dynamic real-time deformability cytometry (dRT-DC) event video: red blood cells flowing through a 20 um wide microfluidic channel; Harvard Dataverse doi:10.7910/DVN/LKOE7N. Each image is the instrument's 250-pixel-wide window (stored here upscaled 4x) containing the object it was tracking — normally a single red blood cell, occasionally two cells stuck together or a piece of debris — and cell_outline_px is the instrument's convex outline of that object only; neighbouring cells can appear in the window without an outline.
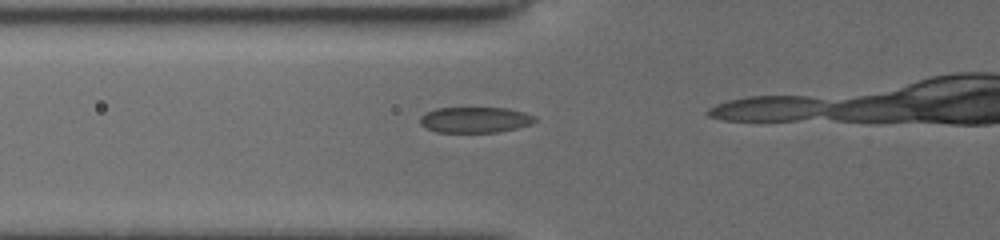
{"species": "common noctule bat (a hibernating species)", "species_latin": "Nyctalus noctula", "temperature_condition": "cold", "stored_images_in_passage": 6, "camera_frame_rate_fps": 3000, "um_per_image_px": 0.085, "animal": {"sex": "female", "body_mass_g": 19.5, "forearm_length_mm": 54.1}, "frame": {"image": 1, "passage_image": 2, "time_ms": 0.333, "image_size_px": [1000, 240], "cell_outline_px": [[536, 120], [532, 124], [516, 128], [496, 132], [436, 132], [420, 124], [420, 116], [424, 112], [436, 108], [508, 108], [524, 112], [536, 116]], "centroid_in_image_um": [40.38, 10.17], "position_along_channel_um": 85.4, "area_um2": 17.28}}
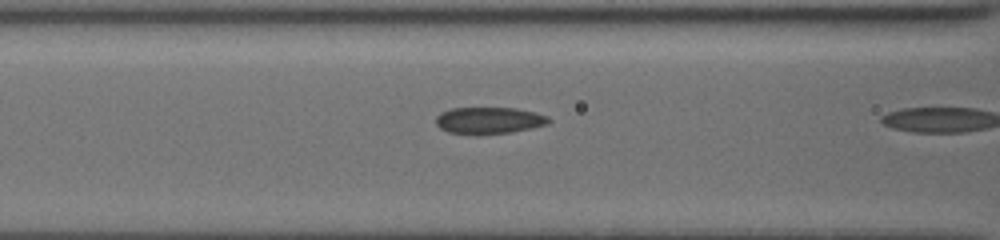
{"frame": {"image": 2, "passage_image": 5, "time_ms": 1.333, "image_size_px": [1000, 240], "cell_outline_px": [[552, 120], [548, 124], [532, 128], [508, 132], [476, 136], [448, 132], [440, 128], [436, 124], [436, 116], [440, 112], [452, 108], [516, 108], [536, 112], [548, 116]], "centroid_in_image_um": [41.56, 10.25], "position_along_channel_um": 125.0, "area_um2": 17.92}}